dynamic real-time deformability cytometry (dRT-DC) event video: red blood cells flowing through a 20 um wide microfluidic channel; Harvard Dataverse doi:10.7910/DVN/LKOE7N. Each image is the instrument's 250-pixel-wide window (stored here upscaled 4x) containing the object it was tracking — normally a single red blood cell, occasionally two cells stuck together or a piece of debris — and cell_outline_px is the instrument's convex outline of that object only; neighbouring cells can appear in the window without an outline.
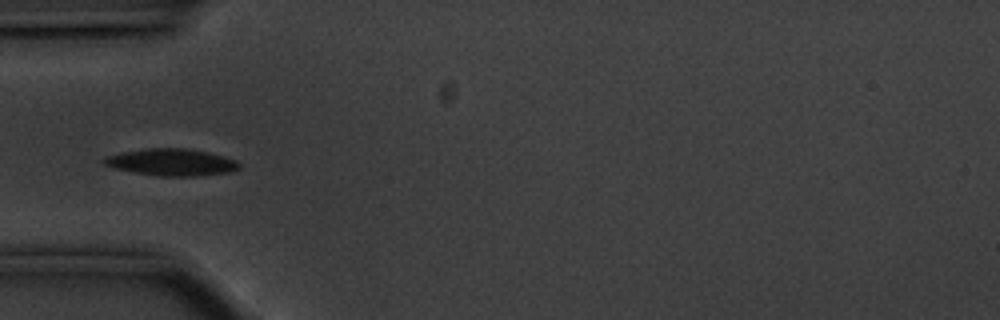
{"species": "common noctule bat (a hibernating species)", "species_latin": "Nyctalus noctula", "temperature_condition": "cold", "stored_images_in_passage": 8, "camera_frame_rate_fps": 3000, "um_per_image_px": 0.085, "animal": {"sex": "male", "body_mass_g": 20.1, "forearm_length_mm": 53.5}, "frame": {"image": 1, "passage_image": 1, "time_ms": 0.0, "image_size_px": [1000, 320], "cell_outline_px": [[240, 168], [228, 172], [200, 176], [156, 176], [112, 168], [104, 164], [100, 160], [104, 156], [120, 152], [144, 148], [184, 148], [208, 152], [224, 156], [236, 160], [240, 164]], "centroid_in_image_um": [14.52, 13.79], "position_along_channel_um": 70.5, "area_um2": 21.5}}
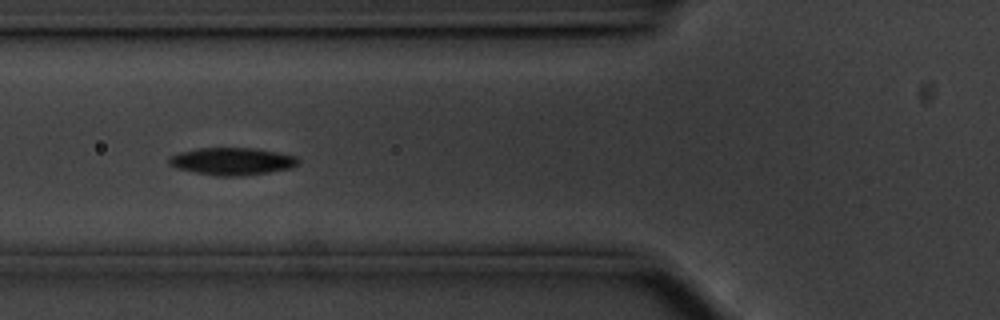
{"frame": {"image": 2, "passage_image": 4, "time_ms": 1.0, "image_size_px": [1000, 320], "cell_outline_px": [[300, 160], [292, 168], [268, 172], [240, 176], [216, 176], [176, 168], [168, 164], [168, 156], [180, 152], [196, 148], [256, 148], [296, 156]], "centroid_in_image_um": [19.7, 13.7], "position_along_channel_um": 106.1, "area_um2": 20.63}}